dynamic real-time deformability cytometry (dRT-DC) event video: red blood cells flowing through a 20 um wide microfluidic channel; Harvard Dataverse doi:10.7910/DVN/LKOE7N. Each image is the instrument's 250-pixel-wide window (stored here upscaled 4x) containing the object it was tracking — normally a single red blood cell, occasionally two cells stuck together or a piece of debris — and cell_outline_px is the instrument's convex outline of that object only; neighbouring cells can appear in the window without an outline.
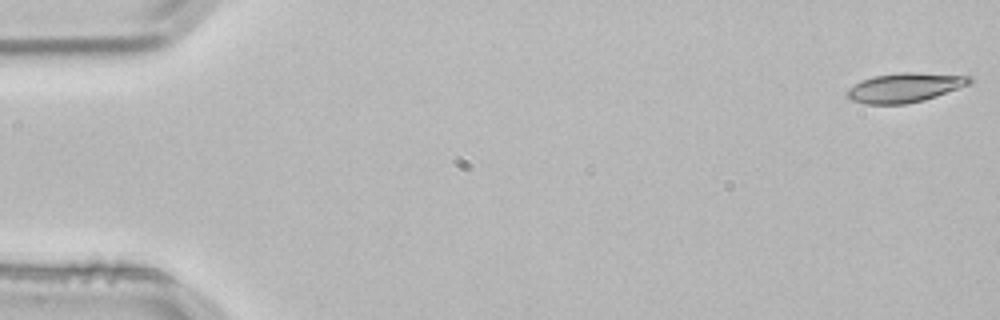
{"species": "common noctule bat (a hibernating species)", "species_latin": "Nyctalus noctula", "temperature_condition": "room temperature", "stored_images_in_passage": 4, "camera_frame_rate_fps": 3000, "um_per_image_px": 0.085, "animal": {"sex": "male", "body_mass_g": 21.5, "forearm_length_mm": 52.0}, "frame": {"image": 1, "passage_image": 1, "time_ms": 0.0, "image_size_px": [1000, 320], "cell_outline_px": [[972, 80], [968, 84], [936, 96], [924, 100], [904, 104], [864, 104], [852, 100], [844, 92], [848, 88], [860, 80], [872, 76], [900, 72], [912, 72], [972, 76]], "centroid_in_image_um": [76.84, 7.44], "position_along_channel_um": 8.2, "area_um2": 20.92}}
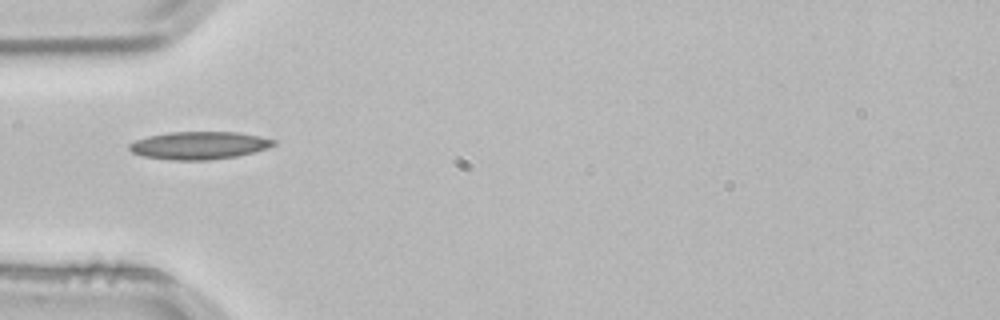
{"frame": {"image": 2, "passage_image": 4, "time_ms": 1.0, "image_size_px": [1000, 320], "cell_outline_px": [[276, 144], [268, 148], [236, 156], [208, 160], [172, 160], [144, 156], [132, 152], [128, 148], [128, 144], [136, 140], [148, 136], [168, 132], [240, 132], [260, 136], [276, 140]], "centroid_in_image_um": [16.93, 12.35], "position_along_channel_um": 68.1, "area_um2": 23.29}}